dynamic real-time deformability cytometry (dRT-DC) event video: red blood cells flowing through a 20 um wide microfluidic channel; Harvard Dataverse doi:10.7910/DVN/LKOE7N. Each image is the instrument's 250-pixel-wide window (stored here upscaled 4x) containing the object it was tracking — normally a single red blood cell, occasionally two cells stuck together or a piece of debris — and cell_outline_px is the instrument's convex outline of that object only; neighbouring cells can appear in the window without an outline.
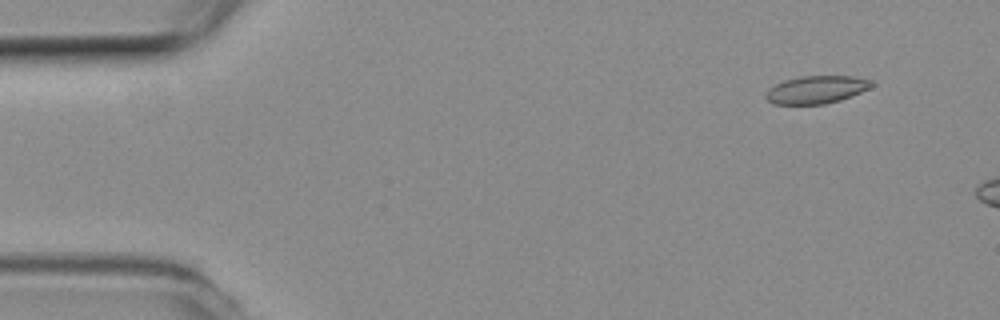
{"species": "common noctule bat (a hibernating species)", "species_latin": "Nyctalus noctula", "temperature_condition": "room temperature", "stored_images_in_passage": 10, "camera_frame_rate_fps": 3000, "um_per_image_px": 0.085, "animal": {"sex": "female", "body_mass_g": 19.3, "forearm_length_mm": 54.1}, "frame": {"image": 1, "passage_image": 5, "time_ms": 1.333, "image_size_px": [1000, 320], "cell_outline_px": [[876, 84], [852, 96], [840, 100], [824, 104], [772, 104], [764, 96], [776, 84], [784, 80], [800, 76], [852, 76], [876, 80]], "centroid_in_image_um": [69.45, 7.61], "position_along_channel_um": 15.5, "area_um2": 17.11}}